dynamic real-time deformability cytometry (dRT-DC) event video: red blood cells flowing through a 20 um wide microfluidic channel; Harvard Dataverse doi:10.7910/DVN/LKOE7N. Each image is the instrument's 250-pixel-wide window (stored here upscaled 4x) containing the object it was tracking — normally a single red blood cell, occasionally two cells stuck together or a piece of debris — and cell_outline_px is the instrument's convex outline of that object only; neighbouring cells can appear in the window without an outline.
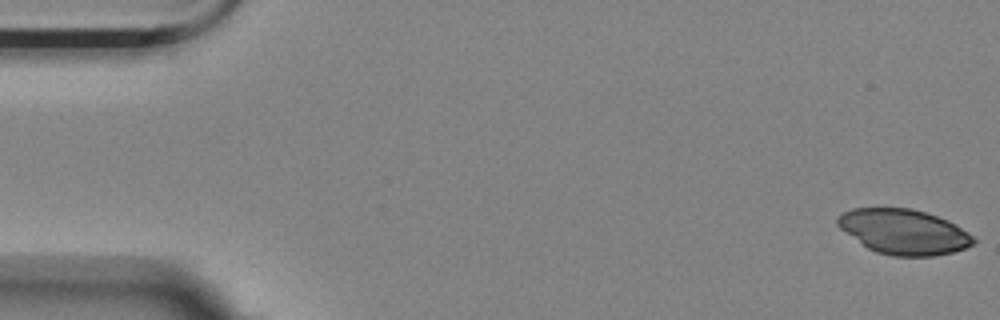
{"species": "Egyptian fruit bat (a non-hibernating species)", "species_latin": "Rousettus aegyptiacus", "temperature_condition": "room temperature", "stored_images_in_passage": 57, "camera_frame_rate_fps": 3000, "um_per_image_px": 0.085, "animal": {"sex": "female"}, "frame": {"image": 1, "passage_image": 1, "time_ms": 0.0, "image_size_px": [1000, 320], "cell_outline_px": [[976, 240], [972, 244], [964, 248], [952, 252], [932, 256], [892, 256], [876, 252], [868, 248], [840, 228], [836, 224], [836, 220], [844, 212], [852, 208], [908, 208], [924, 212], [936, 216], [956, 224], [968, 232]], "centroid_in_image_um": [76.81, 19.7], "position_along_channel_um": 8.2, "area_um2": 35.26}}
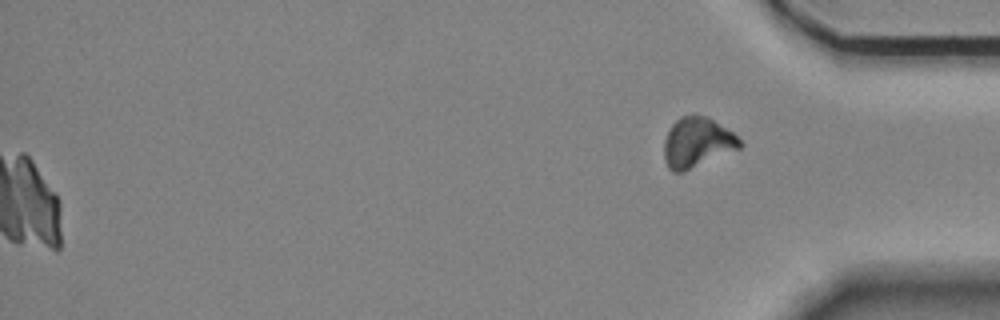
{"frame": {"image": 2, "passage_image": 57, "time_ms": 18.667, "image_size_px": [1000, 320], "cell_outline_px": [[744, 144], [740, 148], [684, 172], [672, 172], [668, 168], [664, 160], [664, 140], [672, 124], [680, 116], [708, 116], [732, 132]], "centroid_in_image_um": [59.24, 12.13], "position_along_channel_um": 376.0, "area_um2": 22.02}}